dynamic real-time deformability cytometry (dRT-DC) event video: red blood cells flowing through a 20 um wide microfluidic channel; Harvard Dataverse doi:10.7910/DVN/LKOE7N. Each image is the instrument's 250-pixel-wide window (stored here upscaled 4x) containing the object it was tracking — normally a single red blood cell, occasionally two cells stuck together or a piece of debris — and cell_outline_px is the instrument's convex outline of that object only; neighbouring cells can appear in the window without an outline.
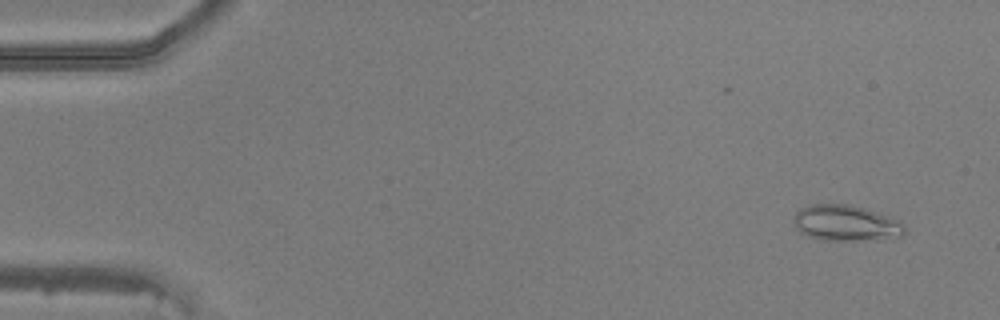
{"species": "common noctule bat (a hibernating species)", "species_latin": "Nyctalus noctula", "temperature_condition": "warm", "stored_images_in_passage": 48, "camera_frame_rate_fps": 3000, "um_per_image_px": 0.085, "animal": {"sex": "male", "body_mass_g": 20.5, "forearm_length_mm": 52.5}, "frame": {"image": 1, "passage_image": 3, "time_ms": 0.667, "image_size_px": [1000, 320], "cell_outline_px": [[908, 232], [904, 236], [884, 240], [824, 240], [808, 236], [800, 232], [796, 228], [796, 212], [800, 208], [808, 204], [848, 204], [864, 208], [900, 220]], "centroid_in_image_um": [71.98, 18.98], "position_along_channel_um": 13.0, "area_um2": 23.41}}
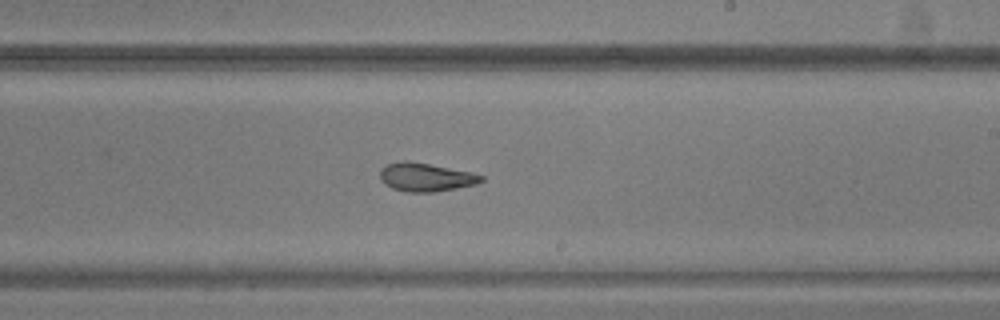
{"frame": {"image": 2, "passage_image": 29, "time_ms": 9.333, "image_size_px": [1000, 320], "cell_outline_px": [[484, 180], [476, 184], [456, 188], [432, 192], [408, 192], [392, 188], [384, 184], [380, 180], [380, 168], [388, 164], [404, 160], [408, 160], [472, 172], [484, 176]], "centroid_in_image_um": [36.17, 15.05], "position_along_channel_um": 252.8, "area_um2": 16.82}}
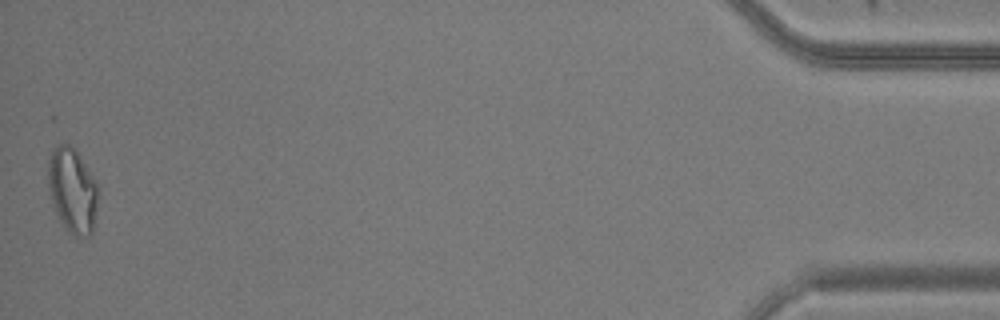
{"frame": {"image": 3, "passage_image": 48, "time_ms": 15.667, "image_size_px": [1000, 320], "cell_outline_px": [[96, 208], [92, 232], [88, 236], [72, 236], [60, 220], [52, 200], [48, 184], [48, 160], [52, 152], [60, 144], [68, 144], [80, 156], [92, 176], [96, 184]], "centroid_in_image_um": [6.14, 16.2], "position_along_channel_um": 429.1, "area_um2": 23.87}}